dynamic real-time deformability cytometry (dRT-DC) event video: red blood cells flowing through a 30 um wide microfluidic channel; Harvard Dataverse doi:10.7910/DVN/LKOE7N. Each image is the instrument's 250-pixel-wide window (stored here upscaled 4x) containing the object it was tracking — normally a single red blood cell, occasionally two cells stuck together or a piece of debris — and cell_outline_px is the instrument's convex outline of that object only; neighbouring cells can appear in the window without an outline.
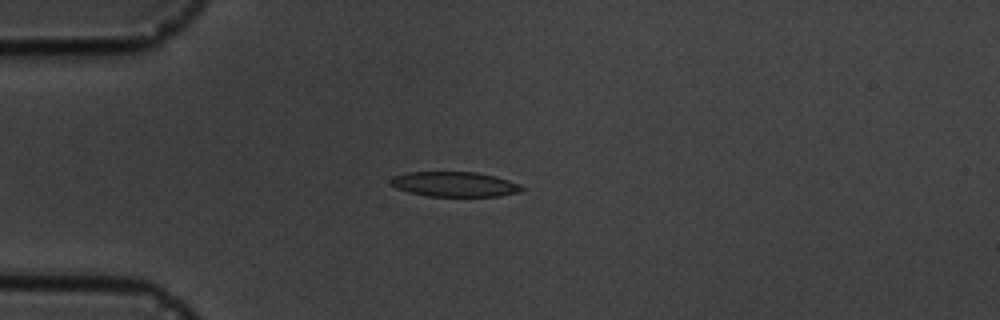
{"species": "common noctule bat (a hibernating species)", "species_latin": "Nyctalus noctula", "temperature_condition": "cold", "stored_images_in_passage": 5, "camera_frame_rate_fps": 3000, "um_per_image_px": 0.085, "animal": {"sex": "male", "body_mass_g": 19.5, "forearm_length_mm": 54.6}, "frame": {"image": 1, "passage_image": 3, "time_ms": 2.333, "image_size_px": [1000, 320], "cell_outline_px": [[524, 188], [520, 192], [500, 196], [428, 196], [408, 192], [396, 188], [388, 184], [388, 180], [392, 176], [408, 172], [476, 172], [496, 176], [520, 184]], "centroid_in_image_um": [38.6, 15.65], "position_along_channel_um": 46.4, "area_um2": 19.25}}
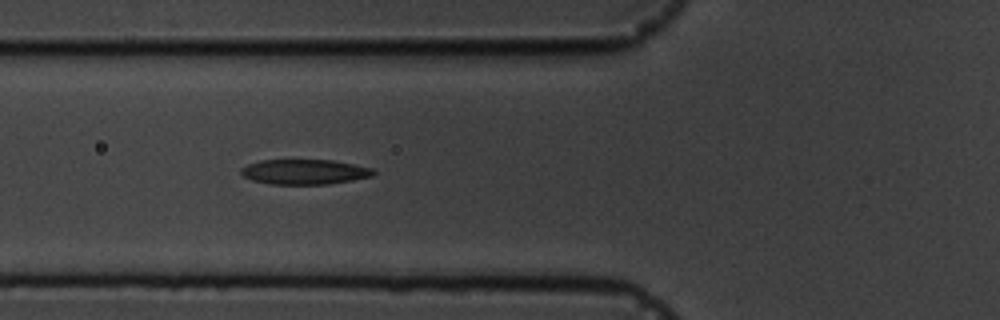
{"frame": {"image": 2, "passage_image": 5, "time_ms": 4.333, "image_size_px": [1000, 320], "cell_outline_px": [[376, 172], [372, 176], [352, 180], [328, 184], [272, 184], [252, 180], [244, 176], [240, 172], [240, 168], [248, 164], [260, 160], [332, 160], [372, 168]], "centroid_in_image_um": [25.87, 14.6], "position_along_channel_um": 99.9, "area_um2": 19.19}}